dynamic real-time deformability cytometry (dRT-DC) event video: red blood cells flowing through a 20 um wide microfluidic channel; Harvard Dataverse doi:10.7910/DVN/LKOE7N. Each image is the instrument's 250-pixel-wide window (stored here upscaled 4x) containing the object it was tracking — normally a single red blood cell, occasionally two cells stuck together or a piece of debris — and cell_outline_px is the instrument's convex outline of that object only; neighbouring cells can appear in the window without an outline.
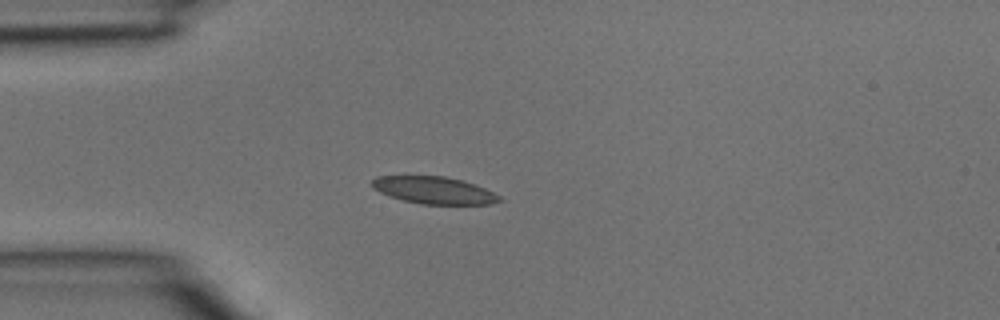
{"species": "common noctule bat (a hibernating species)", "species_latin": "Nyctalus noctula", "temperature_condition": "room temperature", "stored_images_in_passage": 30, "camera_frame_rate_fps": 3000, "um_per_image_px": 0.085, "animal": {"sex": "male", "body_mass_g": 15.6}, "frame": {"image": 1, "passage_image": 1, "time_ms": 0.0, "image_size_px": [1000, 320], "cell_outline_px": [[504, 200], [492, 204], [420, 204], [388, 196], [372, 188], [372, 180], [376, 176], [444, 176], [464, 180], [484, 188], [500, 196]], "centroid_in_image_um": [36.89, 16.17], "position_along_channel_um": 48.1, "area_um2": 20.23}}
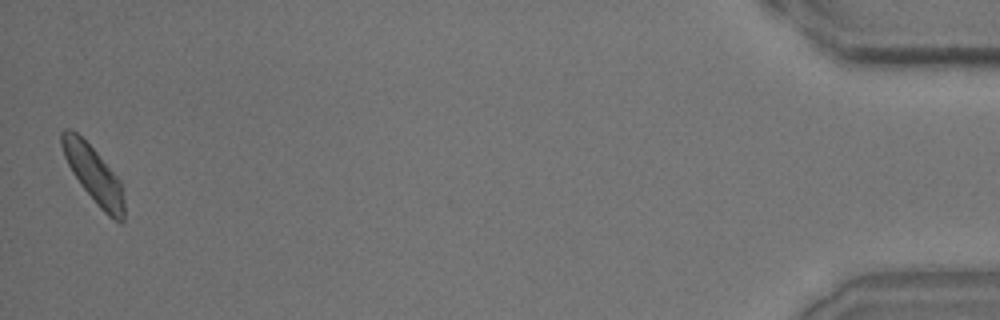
{"frame": {"image": 2, "passage_image": 30, "time_ms": 9.667, "image_size_px": [1000, 320], "cell_outline_px": [[124, 224], [120, 224], [108, 216], [96, 204], [80, 184], [72, 172], [64, 156], [60, 144], [60, 132], [64, 128], [72, 128], [96, 152], [120, 180], [124, 200]], "centroid_in_image_um": [7.95, 14.85], "position_along_channel_um": 427.3, "area_um2": 20.58}}